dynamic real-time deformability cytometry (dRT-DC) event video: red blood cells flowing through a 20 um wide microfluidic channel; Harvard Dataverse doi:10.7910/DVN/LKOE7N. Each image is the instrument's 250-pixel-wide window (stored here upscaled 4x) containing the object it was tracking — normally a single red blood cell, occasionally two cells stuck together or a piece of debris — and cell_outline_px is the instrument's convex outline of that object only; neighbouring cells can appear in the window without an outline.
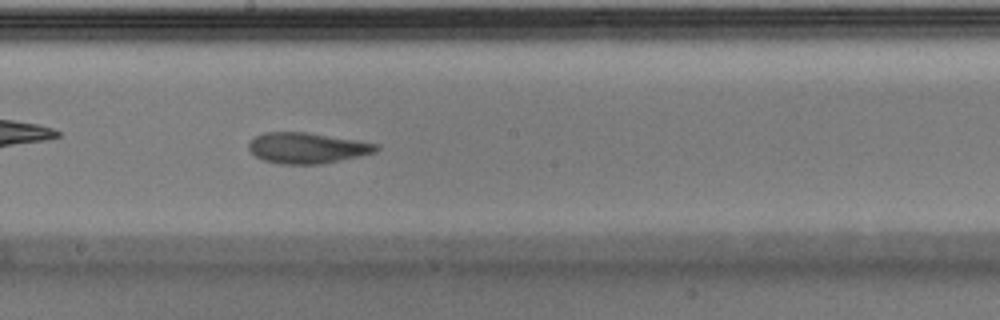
{"species": "Egyptian fruit bat (a non-hibernating species)", "species_latin": "Rousettus aegyptiacus", "temperature_condition": "warm", "stored_images_in_passage": 32, "camera_frame_rate_fps": 3000, "um_per_image_px": 0.085, "animal": {"sex": "male"}, "frame": {"image": 1, "passage_image": 14, "time_ms": 4.333, "image_size_px": [1000, 320], "cell_outline_px": [[380, 148], [376, 152], [360, 156], [320, 164], [280, 164], [264, 160], [256, 156], [248, 148], [248, 144], [256, 136], [264, 132], [308, 132], [380, 144]], "centroid_in_image_um": [26.13, 12.57], "position_along_channel_um": 222.1, "area_um2": 22.83}}